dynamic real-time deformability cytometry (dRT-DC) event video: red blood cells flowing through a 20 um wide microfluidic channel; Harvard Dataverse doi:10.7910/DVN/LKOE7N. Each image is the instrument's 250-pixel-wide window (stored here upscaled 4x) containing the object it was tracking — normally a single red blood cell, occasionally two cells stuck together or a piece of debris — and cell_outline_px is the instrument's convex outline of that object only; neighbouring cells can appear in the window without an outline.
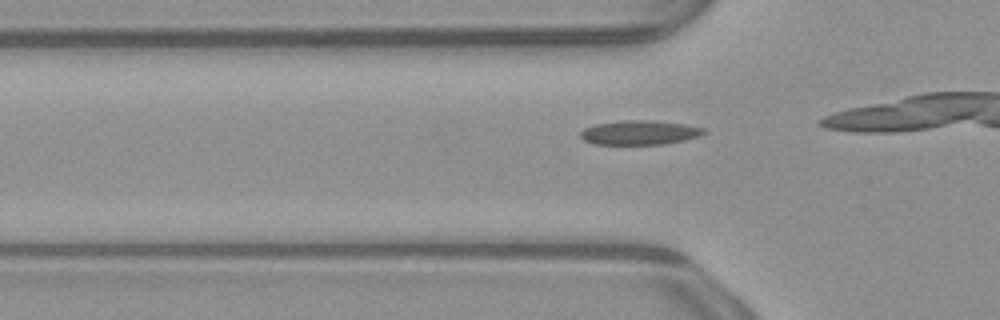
{"species": "common noctule bat (a hibernating species)", "species_latin": "Nyctalus noctula", "temperature_condition": "warm", "stored_images_in_passage": 6, "camera_frame_rate_fps": 3000, "um_per_image_px": 0.085, "animal": {"sex": "male", "body_mass_g": 23.1, "forearm_length_mm": 52.7}, "frame": {"image": 1, "passage_image": 2, "time_ms": 0.333, "image_size_px": [1000, 320], "cell_outline_px": [[708, 132], [684, 140], [664, 144], [592, 144], [584, 140], [580, 136], [580, 132], [584, 128], [596, 124], [620, 120], [652, 120], [684, 124], [704, 128]], "centroid_in_image_um": [54.34, 11.26], "position_along_channel_um": 71.5, "area_um2": 17.46}}